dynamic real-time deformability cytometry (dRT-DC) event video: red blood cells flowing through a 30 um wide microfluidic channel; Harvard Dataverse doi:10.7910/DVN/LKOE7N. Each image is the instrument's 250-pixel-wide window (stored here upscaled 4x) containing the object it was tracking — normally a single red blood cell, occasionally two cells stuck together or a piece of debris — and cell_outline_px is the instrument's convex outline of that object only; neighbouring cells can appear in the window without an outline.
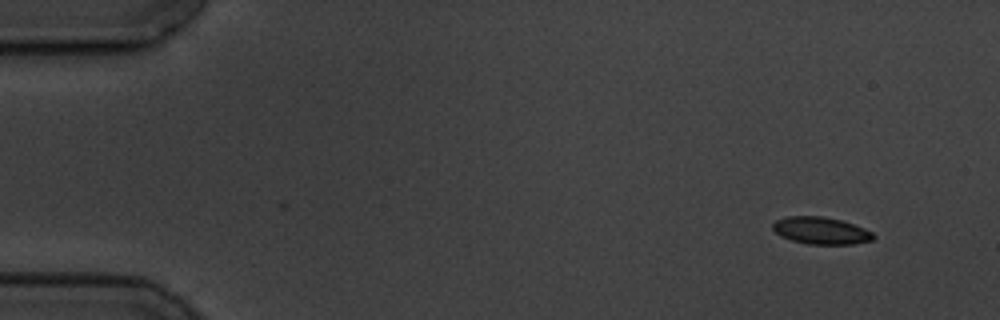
{"species": "common noctule bat (a hibernating species)", "species_latin": "Nyctalus noctula", "temperature_condition": "cold", "stored_images_in_passage": 2, "camera_frame_rate_fps": 3000, "um_per_image_px": 0.085, "animal": {"sex": "male", "body_mass_g": 19.5, "forearm_length_mm": 54.6}, "frame": {"image": 1, "passage_image": 2, "time_ms": 1.333, "image_size_px": [1000, 320], "cell_outline_px": [[876, 236], [872, 240], [852, 244], [808, 244], [792, 240], [780, 236], [772, 228], [772, 224], [776, 220], [788, 216], [824, 216], [840, 220], [864, 228], [872, 232]], "centroid_in_image_um": [69.77, 19.6], "position_along_channel_um": 15.2, "area_um2": 15.84}}